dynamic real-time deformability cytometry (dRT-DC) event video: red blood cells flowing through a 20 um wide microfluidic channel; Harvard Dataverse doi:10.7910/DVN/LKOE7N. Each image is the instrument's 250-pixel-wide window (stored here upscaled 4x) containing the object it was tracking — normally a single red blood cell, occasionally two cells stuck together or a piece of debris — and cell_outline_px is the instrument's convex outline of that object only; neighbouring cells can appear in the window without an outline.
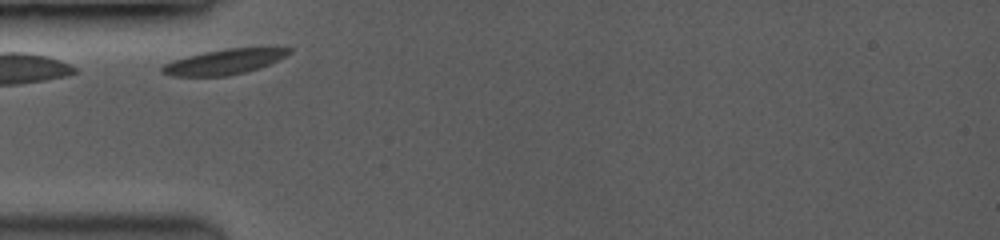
{"species": "common noctule bat (a hibernating species)", "species_latin": "Nyctalus noctula", "temperature_condition": "room temperature", "stored_images_in_passage": 16, "camera_frame_rate_fps": 3500, "um_per_image_px": 0.085, "animal": {"sex": "female", "body_mass_g": 19.0, "forearm_length_mm": 53.3}, "frame": {"image": 1, "passage_image": 1, "time_ms": 0.0, "image_size_px": [1000, 240], "cell_outline_px": [[292, 52], [260, 68], [228, 76], [172, 76], [160, 72], [160, 68], [164, 64], [172, 60], [204, 52], [228, 48], [292, 48]], "centroid_in_image_um": [19.0, 5.26], "position_along_channel_um": 66.0, "area_um2": 18.38}}
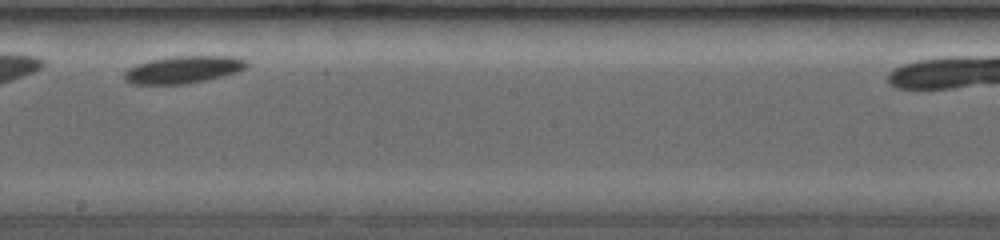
{"frame": {"image": 2, "passage_image": 10, "time_ms": 4.571, "image_size_px": [1000, 240], "cell_outline_px": [[248, 64], [244, 68], [236, 72], [204, 80], [184, 84], [132, 84], [124, 80], [124, 72], [128, 68], [136, 64], [148, 60], [168, 56], [232, 56], [248, 60]], "centroid_in_image_um": [15.53, 5.9], "position_along_channel_um": 232.7, "area_um2": 19.48}}